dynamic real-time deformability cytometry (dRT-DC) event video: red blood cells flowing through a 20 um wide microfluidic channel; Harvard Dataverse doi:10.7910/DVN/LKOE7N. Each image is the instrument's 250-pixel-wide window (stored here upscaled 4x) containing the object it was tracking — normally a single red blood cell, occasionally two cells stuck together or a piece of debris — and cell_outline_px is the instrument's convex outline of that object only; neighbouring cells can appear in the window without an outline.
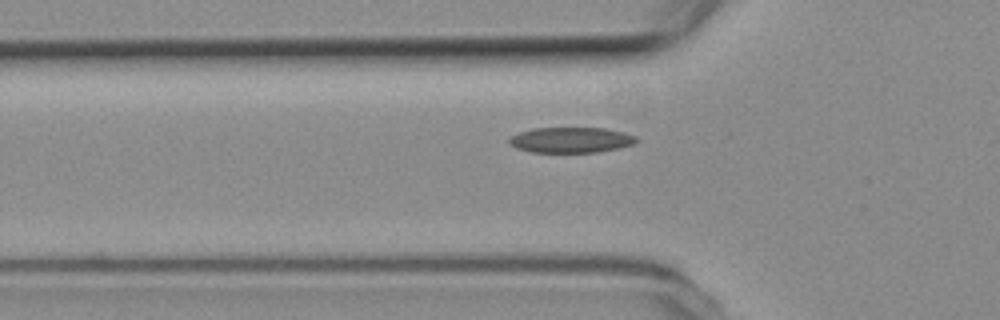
{"species": "common noctule bat (a hibernating species)", "species_latin": "Nyctalus noctula", "temperature_condition": "room temperature", "stored_images_in_passage": 36, "camera_frame_rate_fps": 3000, "um_per_image_px": 0.085, "animal": {"sex": "female", "body_mass_g": 19.3, "forearm_length_mm": 54.1}, "frame": {"image": 1, "passage_image": 9, "time_ms": 2.667, "image_size_px": [1000, 320], "cell_outline_px": [[640, 140], [632, 144], [616, 148], [596, 152], [532, 152], [516, 148], [508, 144], [508, 140], [512, 136], [520, 132], [532, 128], [604, 128], [624, 132], [636, 136]], "centroid_in_image_um": [48.52, 11.89], "position_along_channel_um": 77.3, "area_um2": 18.84}}
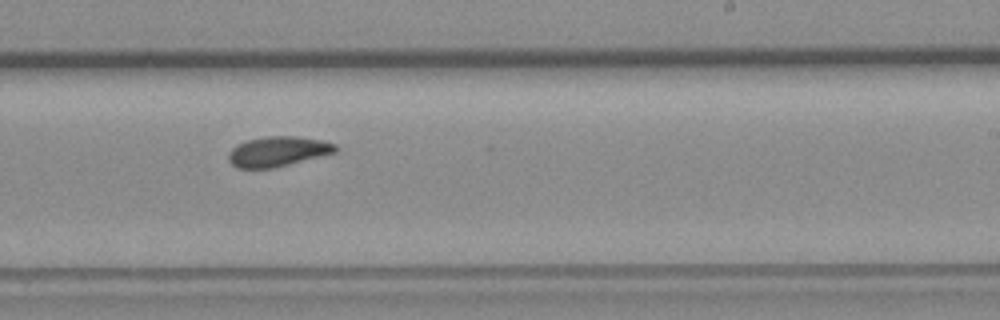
{"frame": {"image": 2, "passage_image": 24, "time_ms": 7.667, "image_size_px": [1000, 320], "cell_outline_px": [[340, 148], [336, 152], [272, 168], [236, 168], [228, 160], [228, 152], [236, 144], [248, 140], [268, 136], [296, 136], [320, 140], [336, 144]], "centroid_in_image_um": [23.6, 12.87], "position_along_channel_um": 265.4, "area_um2": 18.61}}
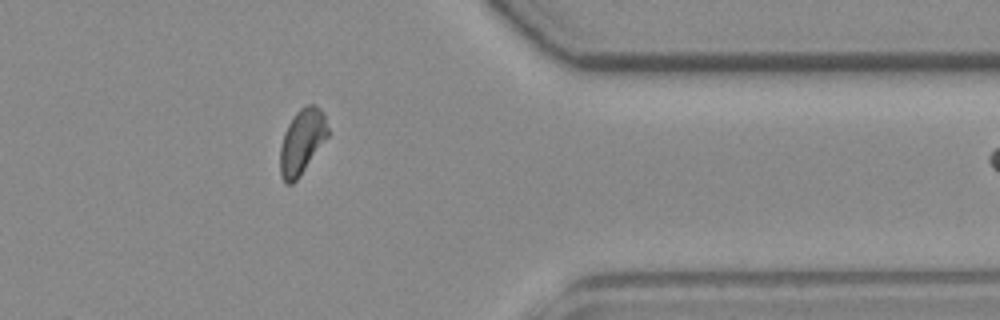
{"frame": {"image": 3, "passage_image": 35, "time_ms": 11.333, "image_size_px": [1000, 320], "cell_outline_px": [[328, 136], [300, 176], [292, 184], [288, 184], [280, 176], [280, 148], [284, 132], [288, 124], [296, 112], [300, 108], [308, 104], [316, 104], [324, 112], [328, 128]], "centroid_in_image_um": [25.67, 12.01], "position_along_channel_um": 385.7, "area_um2": 18.09}}